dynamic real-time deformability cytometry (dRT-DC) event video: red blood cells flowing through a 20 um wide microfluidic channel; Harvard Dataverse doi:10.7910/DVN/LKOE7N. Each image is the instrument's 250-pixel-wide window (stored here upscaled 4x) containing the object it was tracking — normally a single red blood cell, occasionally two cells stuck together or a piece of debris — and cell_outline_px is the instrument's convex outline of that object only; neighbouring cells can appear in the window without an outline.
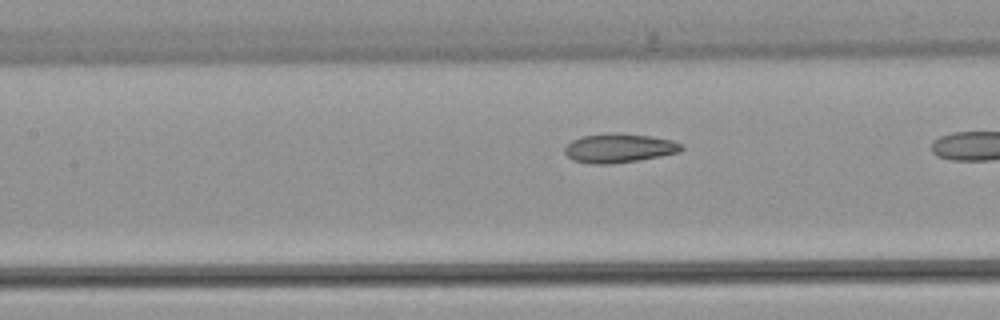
{"species": "common noctule bat (a hibernating species)", "species_latin": "Nyctalus noctula", "temperature_condition": "warm", "stored_images_in_passage": 25, "camera_frame_rate_fps": 3000, "um_per_image_px": 0.085, "animal": {"sex": "female", "body_mass_g": 22.7, "forearm_length_mm": 54.2}, "frame": {"image": 1, "passage_image": 22, "time_ms": 7.0, "image_size_px": [1000, 320], "cell_outline_px": [[684, 148], [680, 152], [660, 156], [612, 164], [592, 164], [572, 160], [564, 152], [564, 148], [572, 140], [584, 136], [608, 132], [620, 132], [652, 136], [672, 140], [680, 144]], "centroid_in_image_um": [52.61, 12.58], "position_along_channel_um": 154.8, "area_um2": 19.88}}